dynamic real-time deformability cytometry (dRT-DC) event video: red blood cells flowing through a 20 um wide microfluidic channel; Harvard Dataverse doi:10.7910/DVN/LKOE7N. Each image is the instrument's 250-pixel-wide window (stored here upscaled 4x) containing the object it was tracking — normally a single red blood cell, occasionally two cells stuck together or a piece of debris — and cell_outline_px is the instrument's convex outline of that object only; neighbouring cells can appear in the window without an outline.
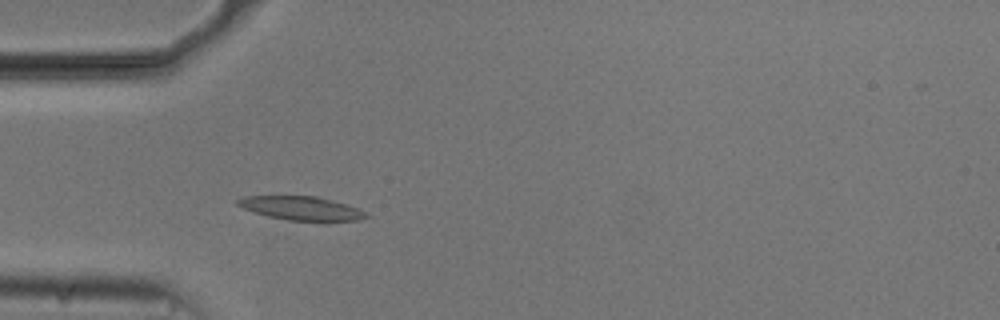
{"species": "common noctule bat (a hibernating species)", "species_latin": "Nyctalus noctula", "temperature_condition": "cold", "stored_images_in_passage": 42, "camera_frame_rate_fps": 3000, "um_per_image_px": 0.085, "animal": {"sex": "male", "body_mass_g": 20.5, "forearm_length_mm": 52.5}, "frame": {"image": 1, "passage_image": 4, "time_ms": 1.0, "image_size_px": [1000, 320], "cell_outline_px": [[368, 216], [356, 220], [288, 220], [268, 216], [244, 208], [236, 204], [236, 200], [244, 196], [316, 196], [348, 204], [364, 212]], "centroid_in_image_um": [25.57, 17.68], "position_along_channel_um": 59.4, "area_um2": 17.28}}
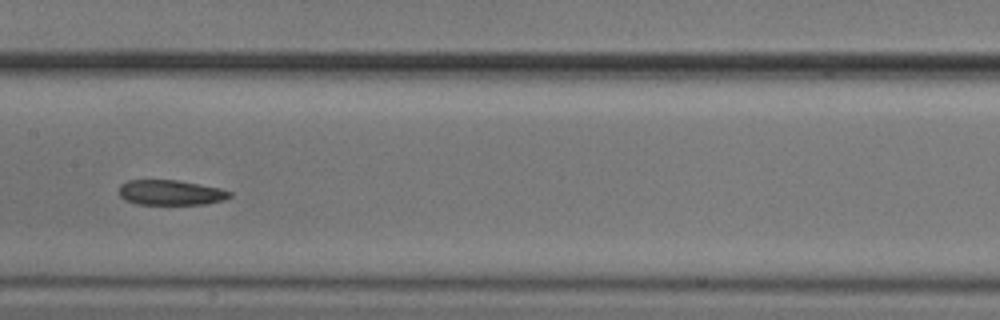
{"frame": {"image": 2, "passage_image": 15, "time_ms": 4.667, "image_size_px": [1000, 320], "cell_outline_px": [[232, 196], [224, 200], [204, 204], [136, 204], [124, 200], [120, 196], [120, 184], [128, 180], [180, 180], [220, 188], [232, 192]], "centroid_in_image_um": [14.51, 16.36], "position_along_channel_um": 192.9, "area_um2": 16.3}}
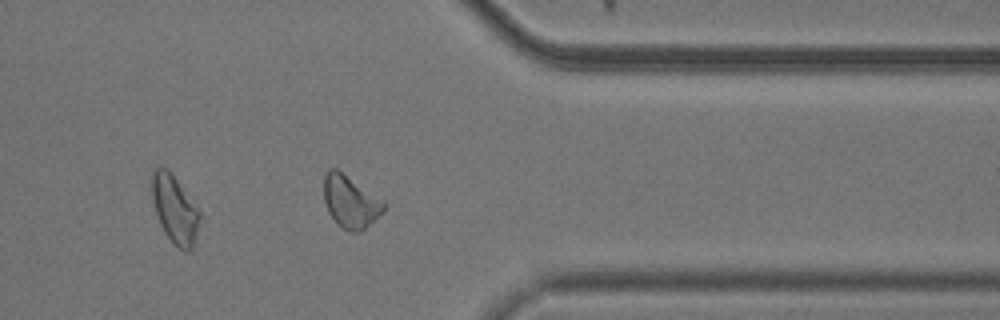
{"frame": {"image": 3, "passage_image": 31, "time_ms": 10.0, "image_size_px": [1000, 320], "cell_outline_px": [[384, 212], [360, 232], [352, 232], [336, 224], [328, 212], [324, 200], [324, 176], [328, 168], [336, 168], [380, 200], [384, 204]], "centroid_in_image_um": [29.73, 17.17], "position_along_channel_um": 381.7, "area_um2": 17.8}, "authors_computed_cell_mechanics": {"area_um2": 17.5134, "velocity_mm_per_s": 3.7024, "shape_relaxation_time_tau1_ms": null, "shape_relaxation_time_tau2_ms": 2.5498, "deformation_change_tau1": null, "deformation_change_tau2": 0.1006}}